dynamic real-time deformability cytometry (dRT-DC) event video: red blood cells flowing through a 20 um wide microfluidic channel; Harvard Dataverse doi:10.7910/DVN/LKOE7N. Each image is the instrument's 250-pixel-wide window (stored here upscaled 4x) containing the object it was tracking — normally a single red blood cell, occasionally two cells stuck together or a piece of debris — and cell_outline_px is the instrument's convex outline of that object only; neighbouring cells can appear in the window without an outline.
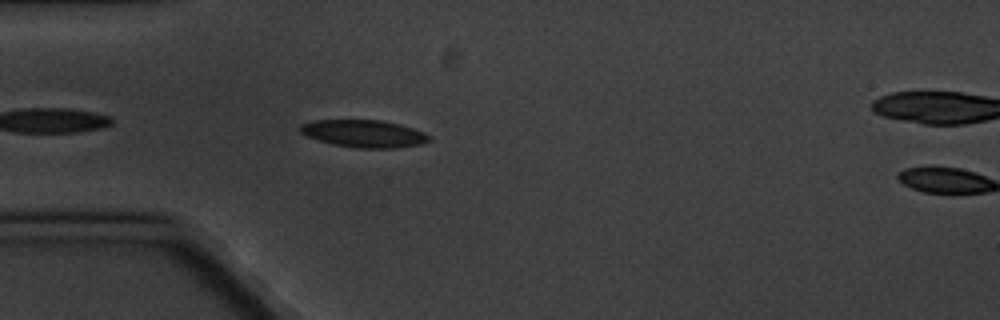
{"species": "common noctule bat (a hibernating species)", "species_latin": "Nyctalus noctula", "temperature_condition": "cold", "stored_images_in_passage": 4, "camera_frame_rate_fps": 3000, "um_per_image_px": 0.085, "animal": {"sex": "male", "body_mass_g": 20.1, "forearm_length_mm": 53.5}, "frame": {"image": 1, "passage_image": 3, "time_ms": 2.333, "image_size_px": [1000, 320], "cell_outline_px": [[428, 140], [420, 144], [396, 148], [356, 148], [332, 144], [308, 136], [300, 132], [300, 124], [312, 120], [380, 120], [400, 124], [424, 132], [428, 136]], "centroid_in_image_um": [30.9, 11.35], "position_along_channel_um": 54.1, "area_um2": 20.4}}